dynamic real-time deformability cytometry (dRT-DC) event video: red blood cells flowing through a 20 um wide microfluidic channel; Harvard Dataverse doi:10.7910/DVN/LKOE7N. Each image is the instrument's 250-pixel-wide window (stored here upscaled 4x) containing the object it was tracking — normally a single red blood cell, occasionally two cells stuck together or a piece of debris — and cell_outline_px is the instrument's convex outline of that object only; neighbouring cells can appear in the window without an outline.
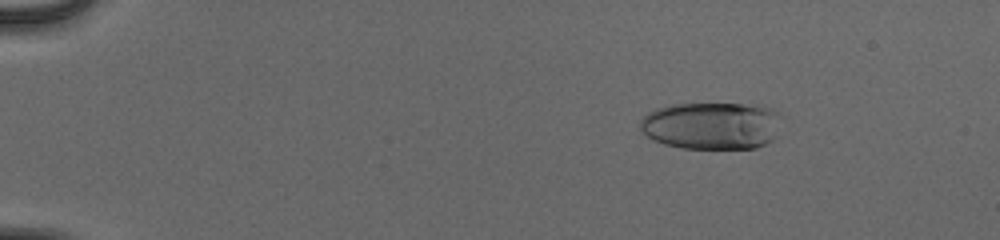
{"species": "human", "species_latin": "Homo sapiens", "temperature_condition": "cold", "stored_images_in_passage": 54, "camera_frame_rate_fps": 3000, "um_per_image_px": 0.085, "donor": {"sex": "male"}, "frame": {"image": 1, "passage_image": 9, "time_ms": 2.667, "image_size_px": [1000, 240], "cell_outline_px": [[784, 116], [772, 140], [756, 148], [680, 148], [664, 144], [648, 136], [640, 128], [640, 120], [648, 112], [656, 108], [672, 104], [760, 104], [772, 108], [780, 112]], "centroid_in_image_um": [60.55, 10.66], "position_along_channel_um": 24.5, "area_um2": 39.42}}
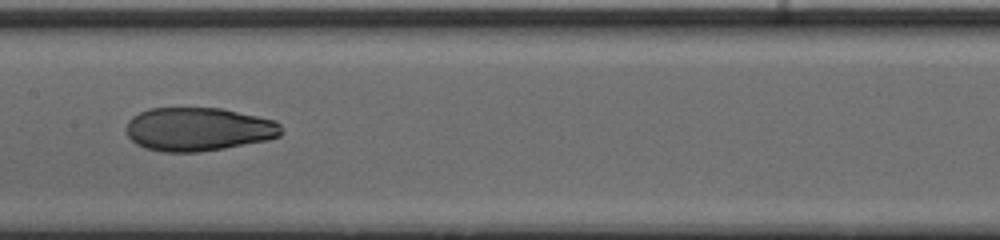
{"frame": {"image": 2, "passage_image": 30, "time_ms": 9.667, "image_size_px": [1000, 240], "cell_outline_px": [[284, 132], [280, 136], [268, 140], [224, 148], [200, 152], [164, 152], [144, 148], [136, 144], [128, 136], [128, 120], [132, 116], [148, 108], [220, 108], [276, 120], [284, 128]], "centroid_in_image_um": [16.9, 10.99], "position_along_channel_um": 190.5, "area_um2": 39.54}}
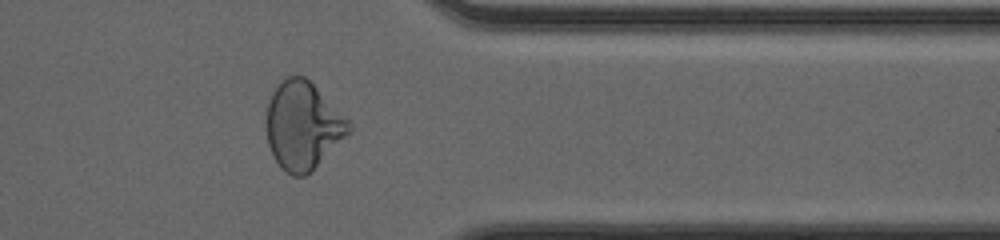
{"frame": {"image": 3, "passage_image": 45, "time_ms": 14.667, "image_size_px": [1000, 240], "cell_outline_px": [[352, 128], [304, 176], [292, 176], [280, 168], [268, 144], [264, 120], [268, 100], [276, 84], [288, 76], [304, 76], [348, 120]], "centroid_in_image_um": [25.64, 10.64], "position_along_channel_um": 385.8, "area_um2": 41.27}, "authors_computed_cell_mechanics": {"area_um2": 39.9687, "velocity_mm_per_s": 4.0171, "shape_relaxation_time_tau1_ms": 5.5769, "shape_relaxation_time_tau2_ms": 1.2342, "deformation_change_tau1": 0.2235, "deformation_change_tau2": 0.0657}}